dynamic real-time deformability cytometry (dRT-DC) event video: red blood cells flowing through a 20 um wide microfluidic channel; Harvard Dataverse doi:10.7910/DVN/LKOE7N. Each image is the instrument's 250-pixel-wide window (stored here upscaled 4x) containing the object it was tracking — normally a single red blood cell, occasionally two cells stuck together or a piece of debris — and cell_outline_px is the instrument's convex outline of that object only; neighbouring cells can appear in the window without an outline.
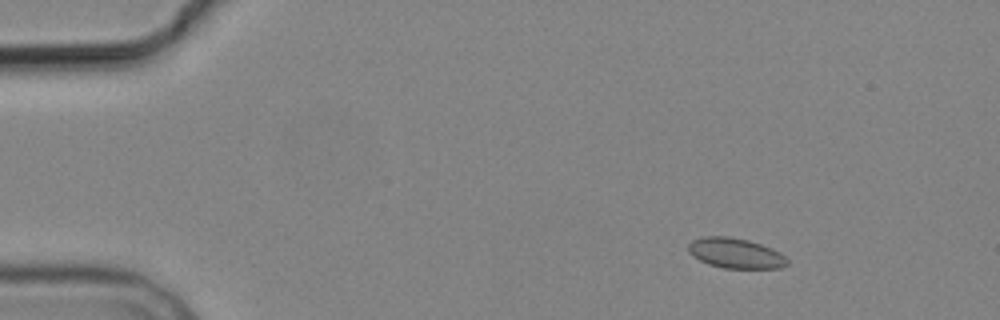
{"species": "common noctule bat (a hibernating species)", "species_latin": "Nyctalus noctula", "temperature_condition": "cold", "stored_images_in_passage": 8, "camera_frame_rate_fps": 3000, "um_per_image_px": 0.085, "animal": {"sex": "male", "body_mass_g": 19.2, "forearm_length_mm": 51.8}, "frame": {"image": 1, "passage_image": 1, "time_ms": 0.0, "image_size_px": [1000, 320], "cell_outline_px": [[788, 264], [780, 268], [724, 268], [708, 264], [692, 256], [688, 252], [688, 244], [692, 240], [704, 236], [728, 236], [748, 240], [772, 248], [780, 252], [788, 260]], "centroid_in_image_um": [62.5, 21.52], "position_along_channel_um": 22.5, "area_um2": 17.46}}
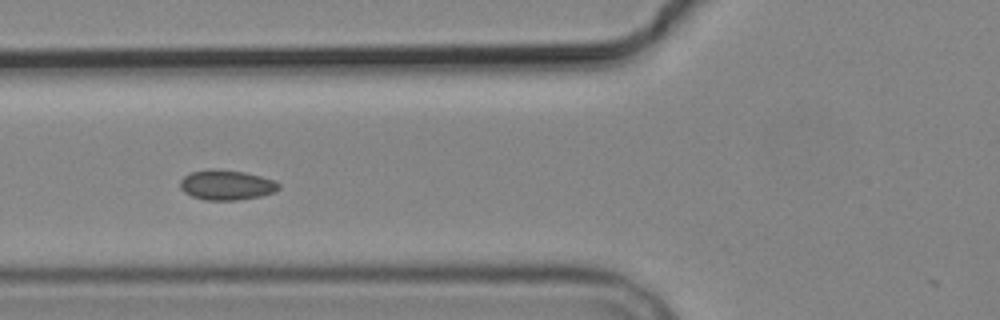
{"frame": {"image": 2, "passage_image": 5, "time_ms": 4.667, "image_size_px": [1000, 320], "cell_outline_px": [[280, 188], [276, 192], [260, 196], [236, 200], [204, 200], [192, 196], [184, 192], [180, 188], [180, 180], [184, 176], [192, 172], [212, 168], [244, 172], [276, 180], [280, 184]], "centroid_in_image_um": [19.27, 15.72], "position_along_channel_um": 106.5, "area_um2": 17.34}}
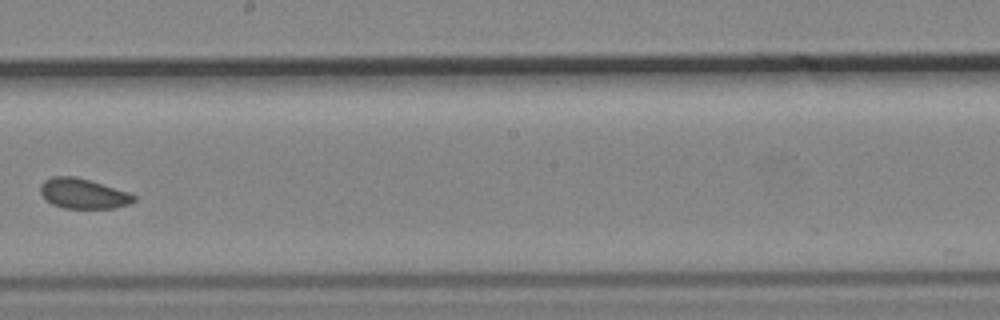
{"frame": {"image": 3, "passage_image": 8, "time_ms": 8.333, "image_size_px": [1000, 320], "cell_outline_px": [[136, 200], [128, 204], [116, 208], [64, 208], [52, 204], [40, 192], [40, 184], [44, 180], [52, 176], [76, 176], [128, 192], [136, 196]], "centroid_in_image_um": [7.06, 16.45], "position_along_channel_um": 241.1, "area_um2": 16.3}}